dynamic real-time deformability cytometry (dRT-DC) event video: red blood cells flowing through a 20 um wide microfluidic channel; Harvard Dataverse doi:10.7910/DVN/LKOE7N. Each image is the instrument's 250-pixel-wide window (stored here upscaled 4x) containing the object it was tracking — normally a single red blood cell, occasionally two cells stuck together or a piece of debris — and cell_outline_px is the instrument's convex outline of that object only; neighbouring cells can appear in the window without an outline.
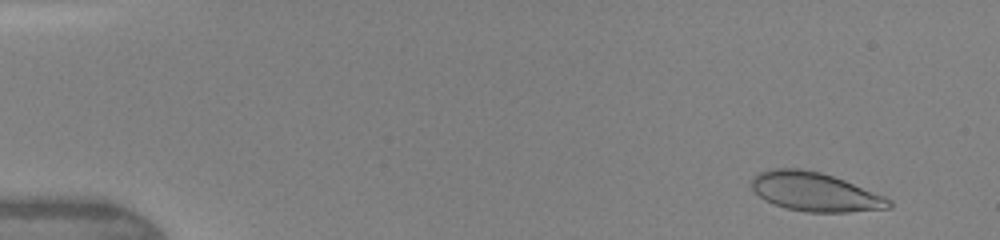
{"species": "human", "species_latin": "Homo sapiens", "temperature_condition": "warm", "stored_images_in_passage": 24, "camera_frame_rate_fps": 3000, "um_per_image_px": 0.085, "donor": {"sex": "female"}, "frame": {"image": 1, "passage_image": 4, "time_ms": 1.0, "image_size_px": [1000, 240], "cell_outline_px": [[892, 208], [848, 212], [808, 212], [788, 208], [764, 200], [752, 188], [752, 176], [760, 172], [772, 168], [800, 168], [820, 172], [844, 180], [884, 196], [892, 200]], "centroid_in_image_um": [69.28, 16.3], "position_along_channel_um": 15.7, "area_um2": 30.92}}
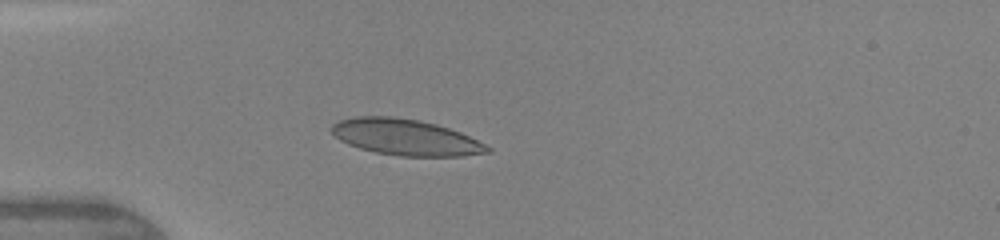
{"frame": {"image": 2, "passage_image": 15, "time_ms": 4.333, "image_size_px": [1000, 240], "cell_outline_px": [[492, 152], [464, 156], [400, 156], [376, 152], [360, 148], [348, 144], [340, 140], [332, 132], [332, 124], [340, 120], [356, 116], [392, 116], [420, 120], [436, 124], [460, 132], [492, 148]], "centroid_in_image_um": [34.48, 11.66], "position_along_channel_um": 50.5, "area_um2": 32.66}}
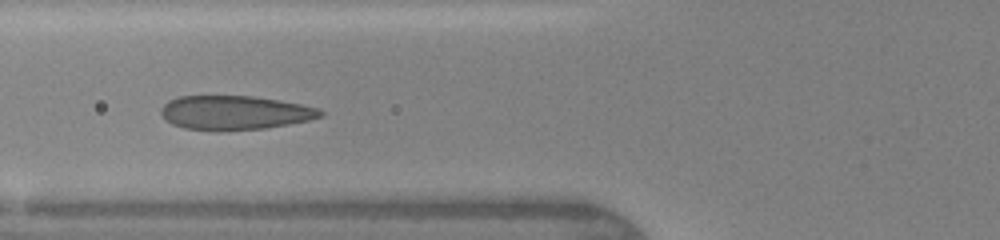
{"frame": {"image": 3, "passage_image": 20, "time_ms": 6.0, "image_size_px": [1000, 240], "cell_outline_px": [[324, 116], [308, 120], [288, 124], [264, 128], [220, 132], [184, 128], [172, 124], [164, 120], [160, 112], [160, 108], [168, 100], [180, 96], [252, 96], [280, 100], [300, 104], [316, 108], [324, 112]], "centroid_in_image_um": [19.9, 9.59], "position_along_channel_um": 105.9, "area_um2": 31.96}}